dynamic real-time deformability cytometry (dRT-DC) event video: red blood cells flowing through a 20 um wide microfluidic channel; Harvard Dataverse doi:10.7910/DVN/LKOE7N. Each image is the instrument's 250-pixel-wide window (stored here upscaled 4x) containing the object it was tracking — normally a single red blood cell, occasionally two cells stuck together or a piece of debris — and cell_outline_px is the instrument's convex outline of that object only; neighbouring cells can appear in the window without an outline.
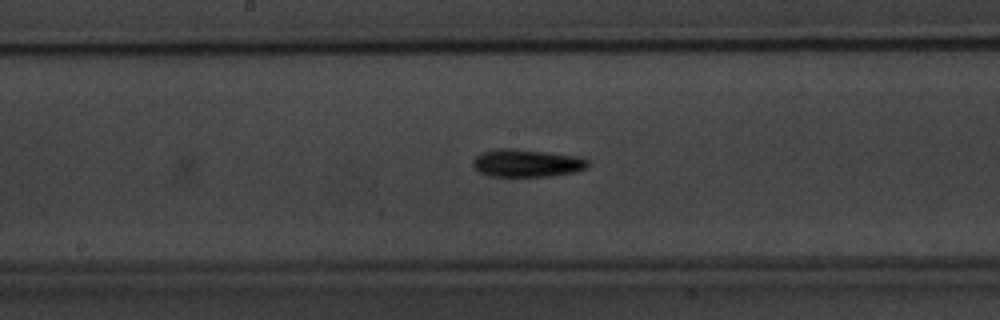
{"species": "common noctule bat (a hibernating species)", "species_latin": "Nyctalus noctula", "temperature_condition": "warm", "stored_images_in_passage": 51, "camera_frame_rate_fps": 3000, "um_per_image_px": 0.085, "animal": {"sex": "male", "body_mass_g": 20.1, "forearm_length_mm": 53.5}, "frame": {"image": 1, "passage_image": 23, "time_ms": 7.333, "image_size_px": [1000, 320], "cell_outline_px": [[592, 164], [588, 168], [576, 172], [548, 176], [488, 176], [472, 168], [472, 164], [476, 156], [484, 152], [496, 148], [512, 148], [548, 152], [576, 156], [588, 160]], "centroid_in_image_um": [44.8, 13.86], "position_along_channel_um": 203.4, "area_um2": 18.73}}
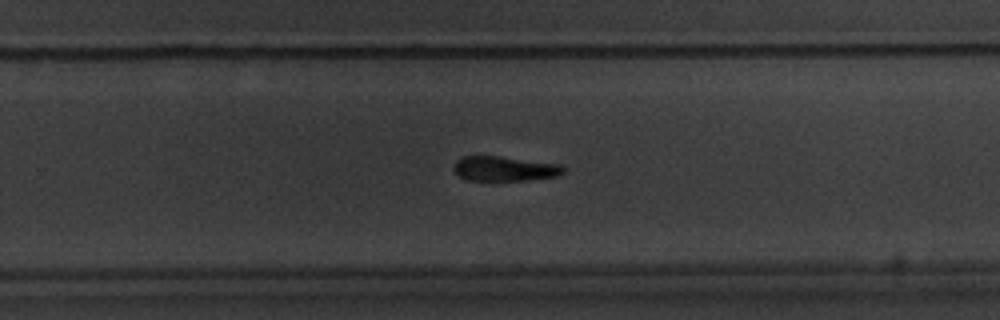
{"frame": {"image": 2, "passage_image": 30, "time_ms": 9.667, "image_size_px": [1000, 320], "cell_outline_px": [[564, 172], [560, 176], [528, 180], [468, 180], [460, 176], [452, 168], [456, 160], [464, 156], [496, 156], [560, 164], [564, 168]], "centroid_in_image_um": [42.89, 14.34], "position_along_channel_um": 286.9, "area_um2": 15.72}}
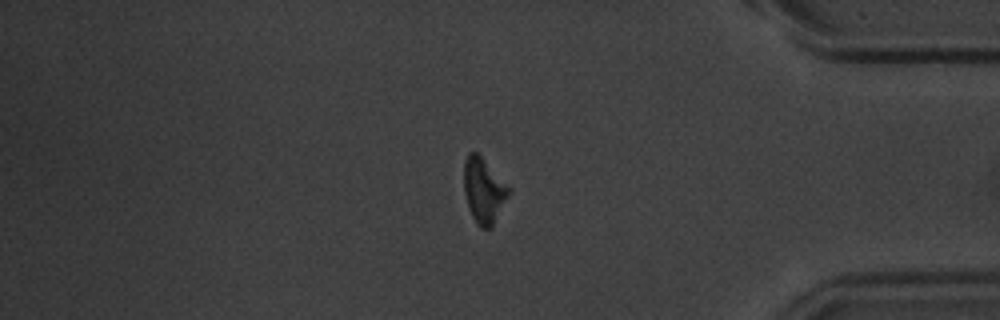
{"frame": {"image": 3, "passage_image": 41, "time_ms": 13.333, "image_size_px": [1000, 320], "cell_outline_px": [[512, 192], [492, 228], [480, 228], [476, 224], [468, 208], [464, 192], [464, 160], [468, 152], [476, 152], [512, 188]], "centroid_in_image_um": [41.15, 16.23], "position_along_channel_um": 394.1, "area_um2": 17.4}, "authors_computed_cell_mechanics": {"area_um2": 17.1666, "velocity_mm_per_s": 3.6036, "shape_relaxation_time_tau1_ms": 2.3837, "shape_relaxation_time_tau2_ms": null, "deformation_change_tau1": 0.127, "deformation_change_tau2": null}}